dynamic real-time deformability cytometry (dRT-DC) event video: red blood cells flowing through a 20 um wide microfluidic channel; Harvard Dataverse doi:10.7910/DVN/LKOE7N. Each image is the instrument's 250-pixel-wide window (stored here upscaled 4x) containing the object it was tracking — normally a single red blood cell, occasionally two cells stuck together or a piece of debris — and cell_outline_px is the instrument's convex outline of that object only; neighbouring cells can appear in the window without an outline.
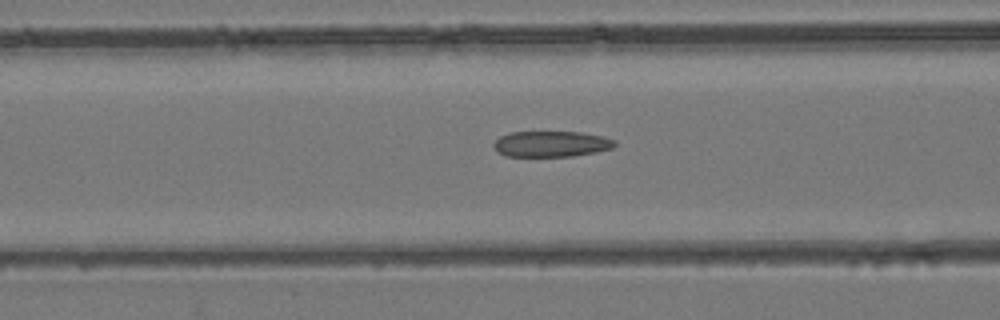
{"species": "common noctule bat (a hibernating species)", "species_latin": "Nyctalus noctula", "temperature_condition": "room temperature", "stored_images_in_passage": 46, "camera_frame_rate_fps": 3000, "um_per_image_px": 0.085, "animal": {"sex": "female", "body_mass_g": 24.6, "forearm_length_mm": 56.2}, "frame": {"image": 1, "passage_image": 19, "time_ms": 6.0, "image_size_px": [1000, 320], "cell_outline_px": [[616, 144], [612, 148], [596, 152], [572, 156], [504, 156], [496, 152], [492, 144], [500, 136], [508, 132], [580, 132], [604, 136], [616, 140]], "centroid_in_image_um": [46.84, 12.23], "position_along_channel_um": 119.8, "area_um2": 18.38}}
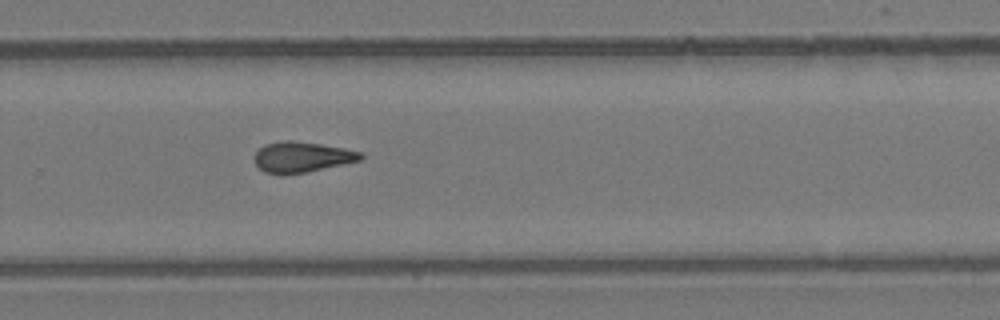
{"frame": {"image": 2, "passage_image": 31, "time_ms": 10.0, "image_size_px": [1000, 320], "cell_outline_px": [[364, 156], [360, 160], [304, 172], [264, 172], [256, 164], [252, 156], [264, 144], [284, 140], [292, 140], [320, 144], [344, 148], [360, 152]], "centroid_in_image_um": [25.63, 13.3], "position_along_channel_um": 304.2, "area_um2": 18.32}}
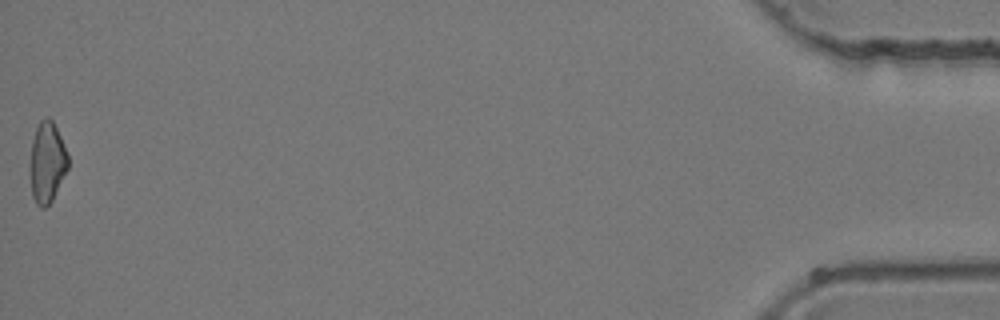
{"frame": {"image": 3, "passage_image": 46, "time_ms": 15.0, "image_size_px": [1000, 320], "cell_outline_px": [[68, 168], [52, 200], [44, 208], [40, 208], [36, 204], [32, 196], [32, 140], [36, 128], [40, 120], [48, 116], [52, 120], [68, 152]], "centroid_in_image_um": [4.04, 13.79], "position_along_channel_um": 431.2, "area_um2": 17.4}}